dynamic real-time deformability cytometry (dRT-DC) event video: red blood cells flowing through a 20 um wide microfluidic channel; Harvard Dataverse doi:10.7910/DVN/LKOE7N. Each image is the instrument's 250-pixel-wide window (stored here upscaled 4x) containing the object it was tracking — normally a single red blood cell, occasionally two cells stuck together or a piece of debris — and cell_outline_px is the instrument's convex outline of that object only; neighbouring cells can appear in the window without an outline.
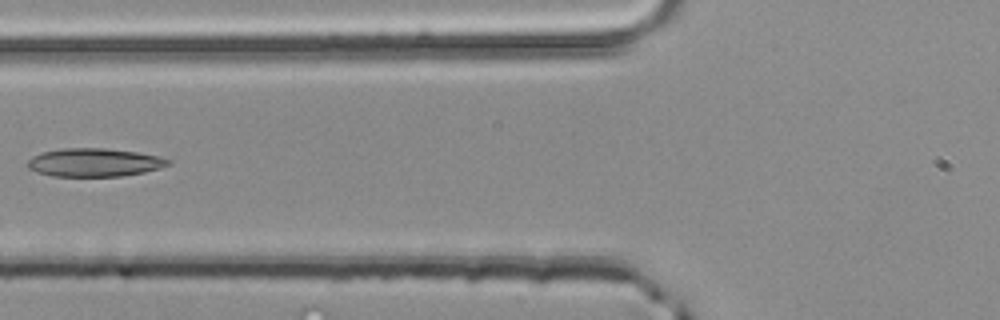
{"species": "common noctule bat (a hibernating species)", "species_latin": "Nyctalus noctula", "temperature_condition": "room temperature", "stored_images_in_passage": 3, "camera_frame_rate_fps": 3000, "um_per_image_px": 0.085, "animal": {"sex": "male", "body_mass_g": 20.4}, "frame": {"image": 1, "passage_image": 3, "time_ms": 0.667, "image_size_px": [1000, 320], "cell_outline_px": [[172, 164], [160, 168], [144, 172], [124, 176], [52, 176], [36, 172], [28, 168], [28, 160], [32, 156], [40, 152], [64, 148], [104, 148], [136, 152], [160, 156], [172, 160]], "centroid_in_image_um": [8.04, 13.81], "position_along_channel_um": 117.8, "area_um2": 23.35}}